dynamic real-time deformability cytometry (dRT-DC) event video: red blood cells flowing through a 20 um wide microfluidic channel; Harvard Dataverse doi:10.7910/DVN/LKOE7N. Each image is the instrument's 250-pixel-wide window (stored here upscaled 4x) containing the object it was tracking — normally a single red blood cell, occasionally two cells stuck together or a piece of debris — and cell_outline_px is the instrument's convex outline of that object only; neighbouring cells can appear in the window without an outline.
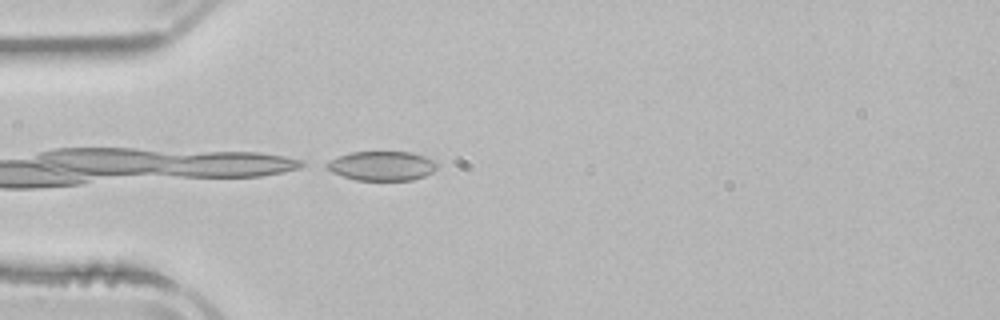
{"species": "common noctule bat (a hibernating species)", "species_latin": "Nyctalus noctula", "temperature_condition": "room temperature", "stored_images_in_passage": 4, "camera_frame_rate_fps": 3000, "um_per_image_px": 0.085, "animal": {"sex": "male", "body_mass_g": 21.5, "forearm_length_mm": 52.0}, "frame": {"image": 1, "passage_image": 4, "time_ms": 3.333, "image_size_px": [1000, 320], "cell_outline_px": [[436, 168], [432, 172], [424, 176], [412, 180], [356, 180], [332, 172], [324, 168], [320, 164], [328, 160], [352, 152], [412, 152], [436, 160]], "centroid_in_image_um": [32.41, 14.09], "position_along_channel_um": 52.6, "area_um2": 19.02}}